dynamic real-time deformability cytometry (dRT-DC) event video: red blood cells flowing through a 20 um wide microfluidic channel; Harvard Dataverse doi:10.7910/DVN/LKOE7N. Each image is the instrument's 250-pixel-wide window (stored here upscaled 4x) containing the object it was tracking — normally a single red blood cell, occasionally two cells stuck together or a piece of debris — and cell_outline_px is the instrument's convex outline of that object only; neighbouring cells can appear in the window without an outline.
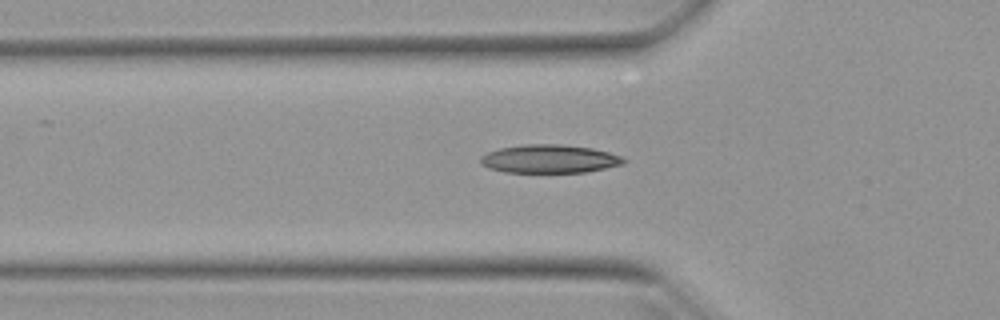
{"species": "Egyptian fruit bat (a non-hibernating species)", "species_latin": "Rousettus aegyptiacus", "temperature_condition": "warm", "stored_images_in_passage": 33, "camera_frame_rate_fps": 3000, "um_per_image_px": 0.085, "animal": {"sex": "female"}, "frame": {"image": 1, "passage_image": 4, "time_ms": 1.0, "image_size_px": [1000, 320], "cell_outline_px": [[628, 160], [624, 164], [588, 172], [504, 172], [488, 168], [480, 164], [480, 156], [488, 152], [500, 148], [524, 144], [560, 144], [592, 148], [624, 156]], "centroid_in_image_um": [46.73, 13.5], "position_along_channel_um": 79.1, "area_um2": 23.87}}
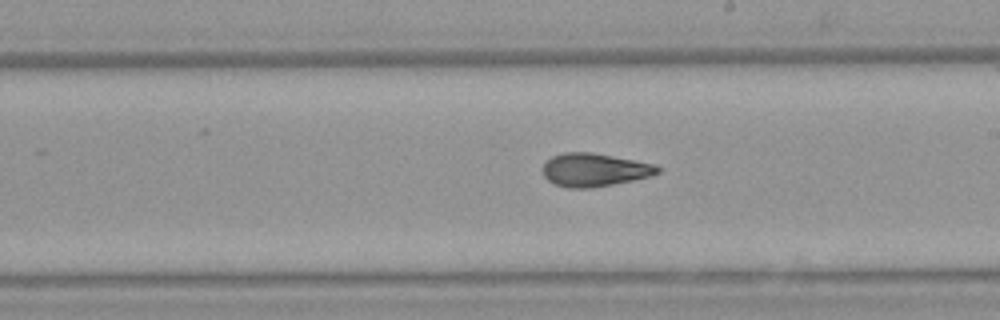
{"frame": {"image": 2, "passage_image": 16, "time_ms": 5.0, "image_size_px": [1000, 320], "cell_outline_px": [[660, 172], [652, 176], [612, 184], [588, 188], [568, 188], [552, 184], [544, 176], [544, 164], [552, 156], [564, 152], [592, 152], [656, 164], [660, 168]], "centroid_in_image_um": [50.53, 14.43], "position_along_channel_um": 238.5, "area_um2": 22.2}}
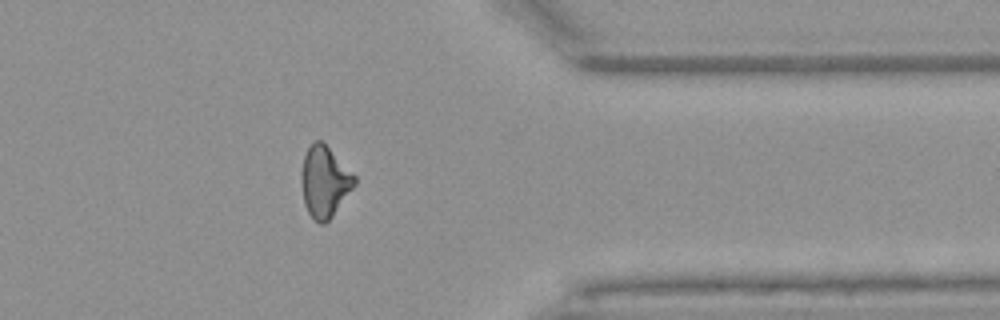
{"frame": {"image": 3, "passage_image": 28, "time_ms": 9.0, "image_size_px": [1000, 320], "cell_outline_px": [[356, 184], [332, 216], [324, 224], [320, 224], [308, 212], [304, 204], [300, 180], [300, 176], [304, 156], [308, 148], [316, 140], [320, 140], [356, 176]], "centroid_in_image_um": [27.57, 15.46], "position_along_channel_um": 383.8, "area_um2": 21.68}, "authors_computed_cell_mechanics": {"area_um2": 22.0796, "velocity_mm_per_s": 3.9816, "shape_relaxation_time_tau1_ms": 7.5681, "shape_relaxation_time_tau2_ms": 2.6418, "deformation_change_tau1": 0.2181, "deformation_change_tau2": 0.0874}}